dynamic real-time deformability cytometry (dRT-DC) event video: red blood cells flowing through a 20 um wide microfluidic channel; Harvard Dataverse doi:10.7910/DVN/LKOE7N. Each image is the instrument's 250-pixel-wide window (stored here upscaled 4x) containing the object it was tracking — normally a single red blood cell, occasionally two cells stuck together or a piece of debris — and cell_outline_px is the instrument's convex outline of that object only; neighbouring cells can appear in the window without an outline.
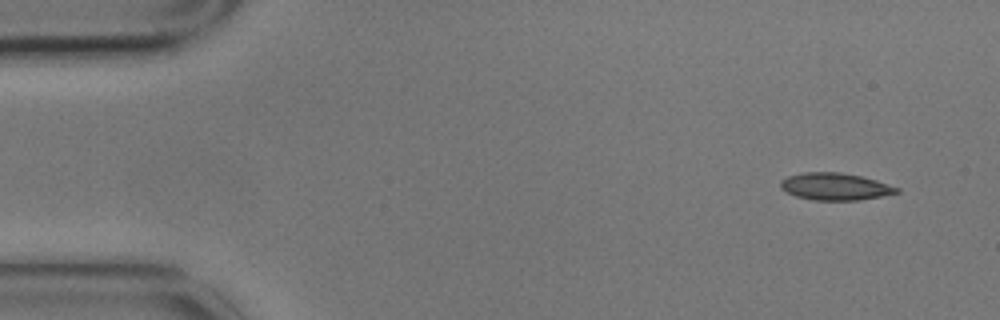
{"species": "common noctule bat (a hibernating species)", "species_latin": "Nyctalus noctula", "temperature_condition": "cold", "stored_images_in_passage": 4, "segment_of_instrument_passage": [2, 2], "camera_frame_rate_fps": 3000, "um_per_image_px": 0.085, "animal": {"sex": "male", "body_mass_g": 17.9}, "frame": {"image": 1, "passage_image": 4, "time_ms": 1.0, "image_size_px": [1000, 320], "cell_outline_px": [[900, 192], [860, 200], [812, 200], [796, 196], [780, 188], [780, 180], [788, 176], [800, 172], [840, 172], [860, 176], [876, 180], [900, 188]], "centroid_in_image_um": [70.96, 15.85], "position_along_channel_um": 14.0, "area_um2": 18.38}}